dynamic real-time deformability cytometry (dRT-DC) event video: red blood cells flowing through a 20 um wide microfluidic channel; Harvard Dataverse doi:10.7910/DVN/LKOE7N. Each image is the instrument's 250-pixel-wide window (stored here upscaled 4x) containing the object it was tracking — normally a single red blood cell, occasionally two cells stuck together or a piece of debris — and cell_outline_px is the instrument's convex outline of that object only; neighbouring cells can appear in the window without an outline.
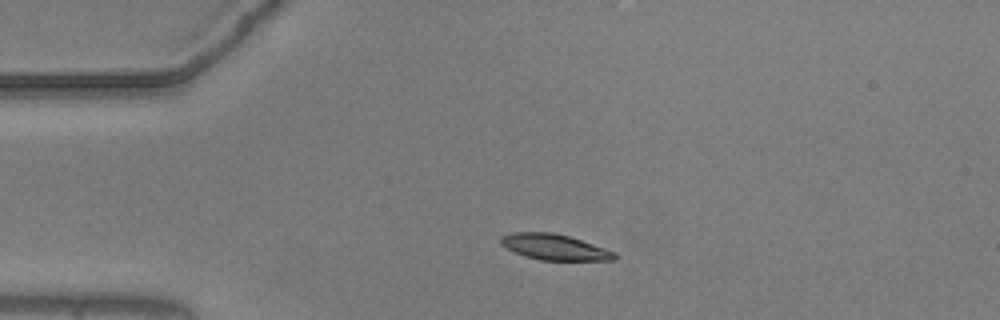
{"species": "common noctule bat (a hibernating species)", "species_latin": "Nyctalus noctula", "temperature_condition": "warm", "stored_images_in_passage": 53, "camera_frame_rate_fps": 3000, "um_per_image_px": 0.085, "animal": {"sex": "male", "body_mass_g": 20.5, "forearm_length_mm": 52.5}, "frame": {"image": 1, "passage_image": 10, "time_ms": 3.0, "image_size_px": [1000, 320], "cell_outline_px": [[616, 260], [540, 260], [524, 256], [500, 244], [500, 236], [512, 232], [552, 232], [568, 236], [616, 252]], "centroid_in_image_um": [47.1, 21.0], "position_along_channel_um": 37.9, "area_um2": 16.94}}
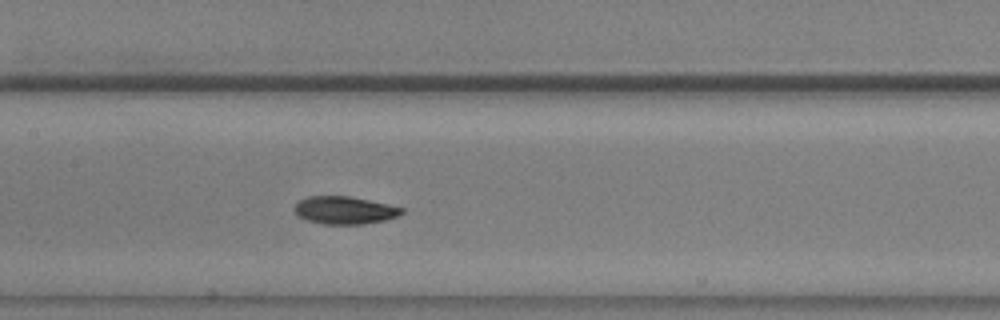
{"frame": {"image": 2, "passage_image": 24, "time_ms": 7.667, "image_size_px": [1000, 320], "cell_outline_px": [[404, 212], [396, 216], [384, 220], [364, 224], [324, 224], [308, 220], [296, 216], [292, 208], [300, 200], [308, 196], [352, 196], [388, 204], [404, 208]], "centroid_in_image_um": [29.26, 17.86], "position_along_channel_um": 178.1, "area_um2": 17.4}}
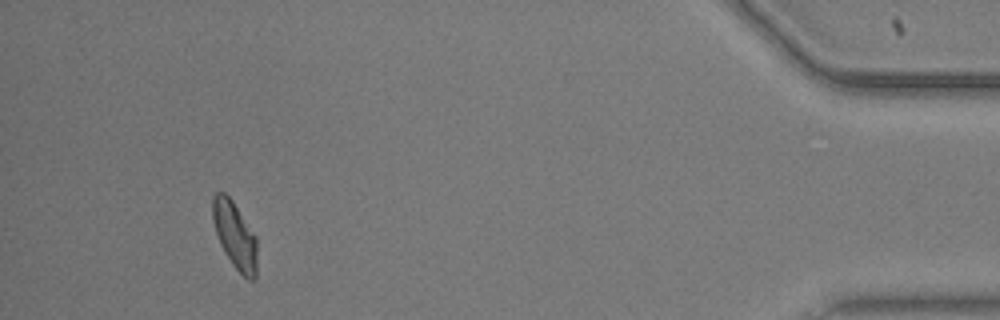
{"frame": {"image": 3, "passage_image": 49, "time_ms": 16.0, "image_size_px": [1000, 320], "cell_outline_px": [[256, 280], [248, 280], [232, 264], [224, 252], [220, 244], [212, 220], [212, 196], [216, 192], [224, 192], [232, 200], [256, 236]], "centroid_in_image_um": [19.95, 19.99], "position_along_channel_um": 415.3, "area_um2": 17.28}, "authors_computed_cell_mechanics": {"area_um2": 17.2822, "velocity_mm_per_s": 3.655, "shape_relaxation_time_tau1_ms": 2.4708, "shape_relaxation_time_tau2_ms": 4.6458, "deformation_change_tau1": 0.1275, "deformation_change_tau2": 0.0526}}